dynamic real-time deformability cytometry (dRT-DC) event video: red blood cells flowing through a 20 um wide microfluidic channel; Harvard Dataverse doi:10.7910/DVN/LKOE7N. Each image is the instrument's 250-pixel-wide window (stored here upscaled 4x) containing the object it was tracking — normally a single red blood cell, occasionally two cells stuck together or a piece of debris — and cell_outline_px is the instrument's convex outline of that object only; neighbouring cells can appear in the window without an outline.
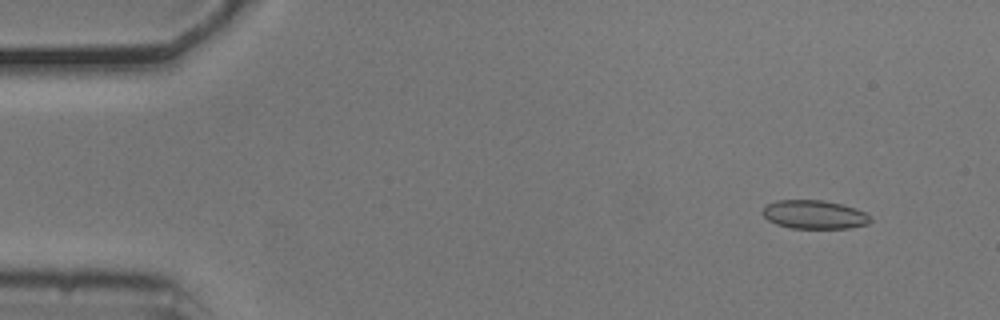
{"species": "common noctule bat (a hibernating species)", "species_latin": "Nyctalus noctula", "temperature_condition": "cold", "stored_images_in_passage": 12, "camera_frame_rate_fps": 3000, "um_per_image_px": 0.085, "animal": {"sex": "male", "body_mass_g": 20.5, "forearm_length_mm": 52.5}, "frame": {"image": 1, "passage_image": 5, "time_ms": 1.333, "image_size_px": [1000, 320], "cell_outline_px": [[872, 220], [868, 224], [848, 228], [792, 228], [776, 224], [768, 220], [760, 212], [768, 204], [776, 200], [824, 200], [856, 208], [864, 212]], "centroid_in_image_um": [69.2, 18.23], "position_along_channel_um": 15.8, "area_um2": 17.92}}